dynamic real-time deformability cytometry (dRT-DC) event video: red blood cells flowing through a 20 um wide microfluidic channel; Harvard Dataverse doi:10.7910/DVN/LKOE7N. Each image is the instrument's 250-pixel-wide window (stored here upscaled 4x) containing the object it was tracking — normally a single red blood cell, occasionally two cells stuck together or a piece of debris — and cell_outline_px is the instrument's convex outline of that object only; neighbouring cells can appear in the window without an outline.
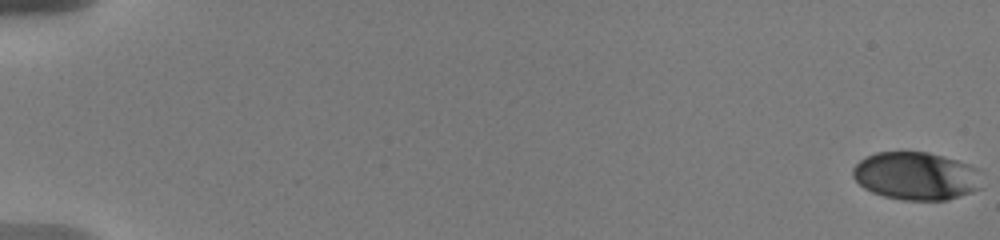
{"species": "human", "species_latin": "Homo sapiens", "temperature_condition": "warm", "stored_images_in_passage": 25, "camera_frame_rate_fps": 3000, "um_per_image_px": 0.085, "donor": {"sex": "male"}, "frame": {"image": 1, "passage_image": 1, "time_ms": 0.0, "image_size_px": [1000, 240], "cell_outline_px": [[980, 188], [972, 192], [944, 200], [904, 200], [884, 196], [872, 192], [864, 188], [852, 176], [852, 168], [860, 160], [876, 152], [928, 152], [956, 160], [968, 164], [976, 168]], "centroid_in_image_um": [77.82, 14.96], "position_along_channel_um": 7.2, "area_um2": 35.66}}